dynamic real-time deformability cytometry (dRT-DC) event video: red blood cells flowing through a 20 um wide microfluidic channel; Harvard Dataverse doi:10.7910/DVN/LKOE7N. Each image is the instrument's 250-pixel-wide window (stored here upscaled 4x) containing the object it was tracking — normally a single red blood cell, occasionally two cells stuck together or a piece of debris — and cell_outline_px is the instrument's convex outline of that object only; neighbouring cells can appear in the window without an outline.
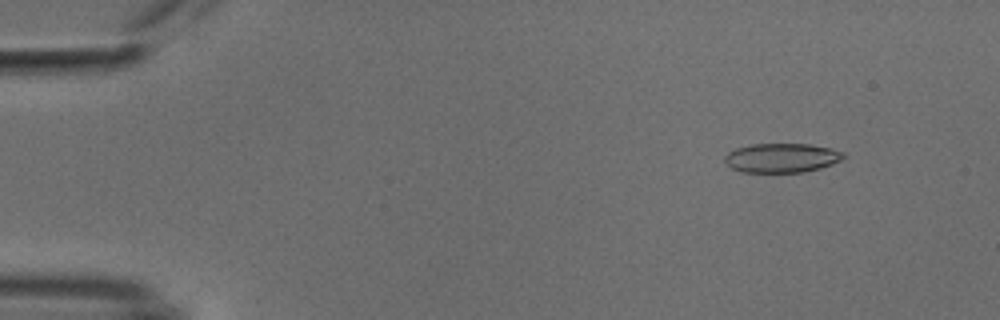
{"species": "common noctule bat (a hibernating species)", "species_latin": "Nyctalus noctula", "temperature_condition": "cold", "stored_images_in_passage": 53, "camera_frame_rate_fps": 3000, "um_per_image_px": 0.085, "animal": {"sex": "male", "body_mass_g": 18.8}, "frame": {"image": 1, "passage_image": 6, "time_ms": 1.667, "image_size_px": [1000, 320], "cell_outline_px": [[844, 156], [840, 160], [832, 164], [820, 168], [804, 172], [744, 172], [732, 168], [724, 160], [724, 156], [728, 152], [736, 148], [752, 144], [808, 144], [828, 148], [844, 152]], "centroid_in_image_um": [66.42, 13.42], "position_along_channel_um": 18.6, "area_um2": 20.06}}
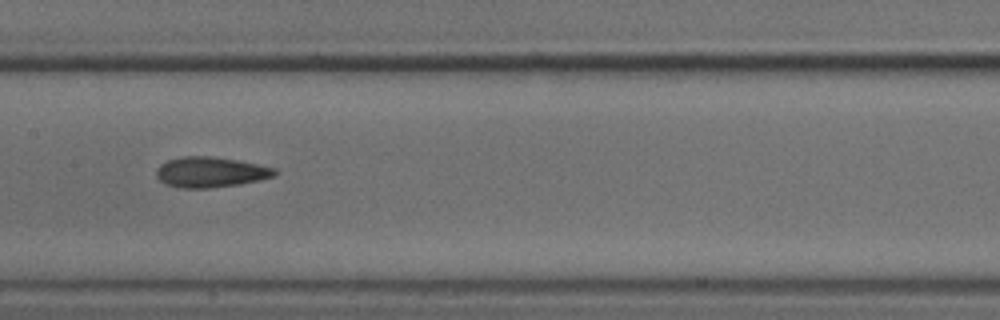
{"frame": {"image": 2, "passage_image": 27, "time_ms": 8.667, "image_size_px": [1000, 320], "cell_outline_px": [[276, 176], [260, 180], [240, 184], [208, 188], [180, 188], [164, 184], [156, 176], [156, 168], [160, 164], [168, 160], [184, 156], [212, 156], [236, 160], [276, 168]], "centroid_in_image_um": [17.88, 14.63], "position_along_channel_um": 189.5, "area_um2": 21.04}}
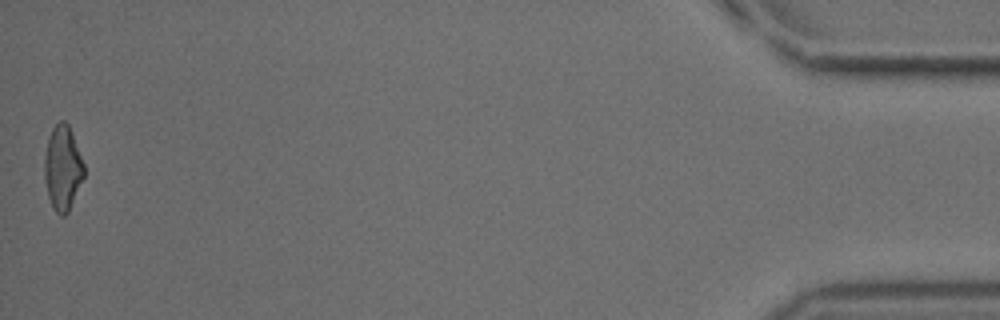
{"frame": {"image": 3, "passage_image": 53, "time_ms": 17.333, "image_size_px": [1000, 320], "cell_outline_px": [[84, 176], [68, 212], [64, 216], [60, 216], [52, 208], [48, 196], [44, 180], [44, 160], [48, 140], [52, 128], [60, 120], [64, 120], [68, 124], [84, 164]], "centroid_in_image_um": [5.31, 14.3], "position_along_channel_um": 429.9, "area_um2": 19.36}, "authors_computed_cell_mechanics": {"area_um2": 20.5768, "velocity_mm_per_s": 3.8162, "shape_relaxation_time_tau1_ms": 10.8015, "shape_relaxation_time_tau2_ms": 3.0866, "deformation_change_tau1": 0.1974, "deformation_change_tau2": 0.101}}